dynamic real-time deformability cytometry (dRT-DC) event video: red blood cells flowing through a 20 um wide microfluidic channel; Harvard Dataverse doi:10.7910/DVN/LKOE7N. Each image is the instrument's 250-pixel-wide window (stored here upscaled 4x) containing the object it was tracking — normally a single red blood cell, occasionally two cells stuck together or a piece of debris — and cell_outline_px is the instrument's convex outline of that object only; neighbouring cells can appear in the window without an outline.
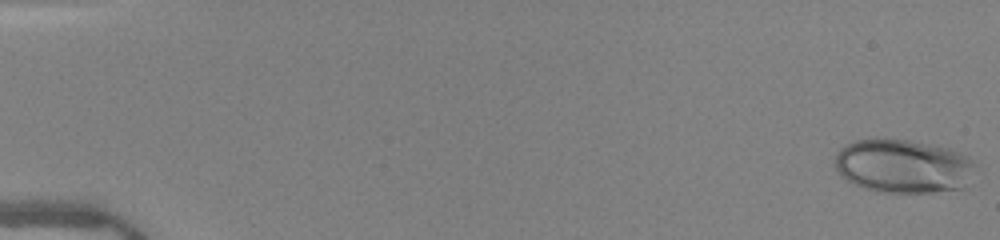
{"species": "human", "species_latin": "Homo sapiens", "temperature_condition": "warm", "stored_images_in_passage": 51, "camera_frame_rate_fps": 3000, "um_per_image_px": 0.085, "donor": {"sex": "female"}, "frame": {"image": 1, "passage_image": 1, "time_ms": 0.0, "image_size_px": [1000, 240], "cell_outline_px": [[976, 164], [964, 188], [932, 192], [876, 192], [864, 188], [840, 176], [832, 164], [836, 152], [840, 148], [856, 140], [908, 140], [948, 148], [960, 152], [976, 160]], "centroid_in_image_um": [76.75, 14.13], "position_along_channel_um": 8.2, "area_um2": 43.93}}
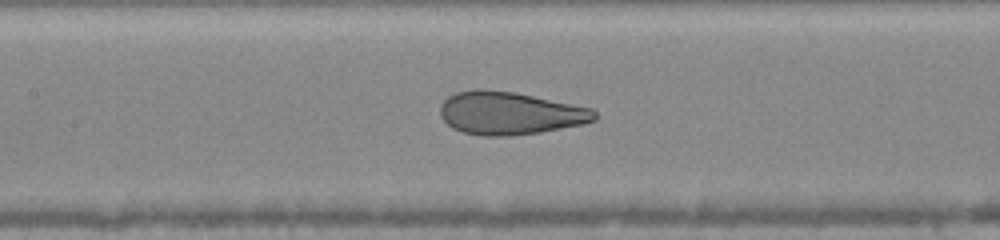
{"frame": {"image": 2, "passage_image": 25, "time_ms": 8.0, "image_size_px": [1000, 240], "cell_outline_px": [[596, 120], [580, 124], [540, 132], [508, 136], [484, 136], [464, 132], [452, 128], [440, 116], [440, 104], [448, 96], [456, 92], [476, 88], [484, 88], [516, 92], [592, 108], [596, 112]], "centroid_in_image_um": [43.29, 9.6], "position_along_channel_um": 164.1, "area_um2": 38.67}}
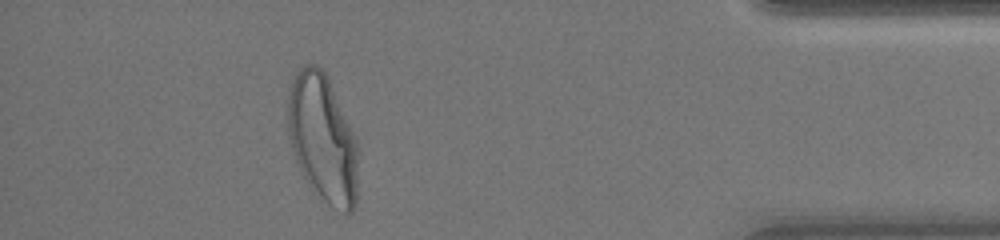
{"frame": {"image": 3, "passage_image": 46, "time_ms": 15.0, "image_size_px": [1000, 240], "cell_outline_px": [[356, 204], [352, 212], [348, 216], [328, 204], [320, 196], [304, 176], [296, 160], [288, 136], [288, 96], [292, 80], [300, 68], [304, 64], [316, 64], [328, 76], [356, 136]], "centroid_in_image_um": [27.43, 11.74], "position_along_channel_um": 407.8, "area_um2": 52.08}, "authors_computed_cell_mechanics": {"area_um2": 40.8068, "velocity_mm_per_s": 4.0464, "shape_relaxation_time_tau1_ms": 5.3848, "shape_relaxation_time_tau2_ms": null, "deformation_change_tau1": 0.207, "deformation_change_tau2": null}}